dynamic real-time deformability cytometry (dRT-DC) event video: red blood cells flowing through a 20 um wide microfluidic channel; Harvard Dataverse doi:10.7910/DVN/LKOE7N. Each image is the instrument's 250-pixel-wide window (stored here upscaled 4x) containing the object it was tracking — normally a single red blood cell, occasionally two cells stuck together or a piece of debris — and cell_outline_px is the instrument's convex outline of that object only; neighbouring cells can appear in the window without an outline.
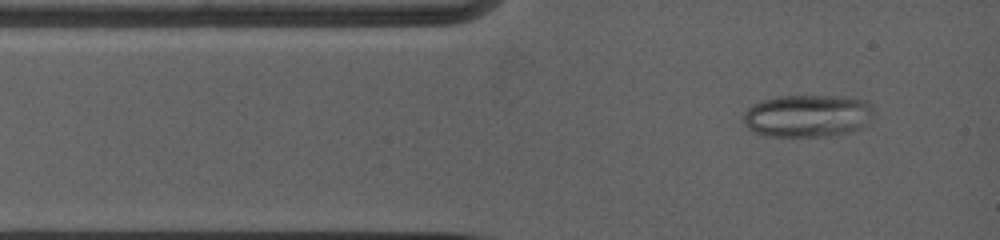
{"species": "common noctule bat (a hibernating species)", "species_latin": "Nyctalus noctula", "temperature_condition": "warm", "stored_images_in_passage": 12, "camera_frame_rate_fps": 5000, "um_per_image_px": 0.085, "animal": {"sex": "female", "body_mass_g": 19.0, "forearm_length_mm": 53.3}, "frame": {"image": 1, "passage_image": 1, "time_ms": 0.0, "image_size_px": [1000, 240], "cell_outline_px": [[872, 112], [860, 128], [848, 132], [824, 136], [764, 136], [752, 132], [744, 124], [744, 112], [752, 104], [776, 96], [852, 96], [864, 100], [868, 104]], "centroid_in_image_um": [68.56, 9.84], "position_along_channel_um": 16.4, "area_um2": 32.02}}
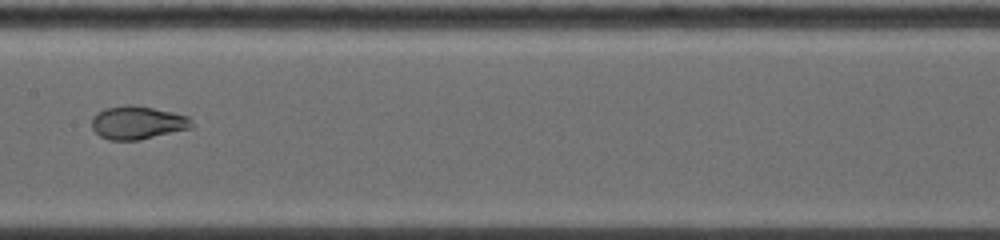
{"frame": {"image": 2, "passage_image": 6, "time_ms": 5.2, "image_size_px": [1000, 240], "cell_outline_px": [[192, 128], [140, 140], [108, 140], [100, 136], [92, 128], [92, 116], [96, 112], [104, 108], [128, 104], [132, 104], [172, 112], [188, 116], [192, 120]], "centroid_in_image_um": [11.67, 10.42], "position_along_channel_um": 195.7, "area_um2": 19.48}}
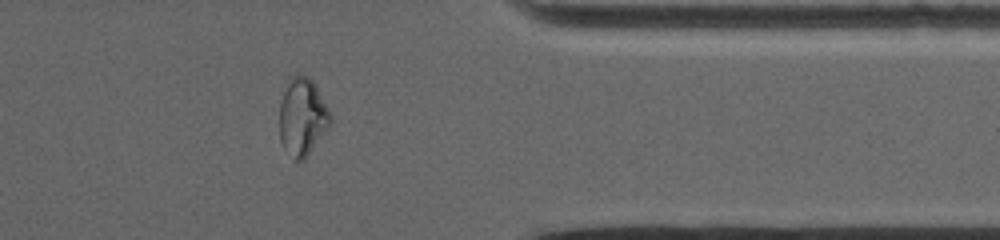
{"frame": {"image": 3, "passage_image": 11, "time_ms": 10.4, "image_size_px": [1000, 240], "cell_outline_px": [[332, 124], [304, 160], [292, 160], [284, 148], [280, 140], [280, 104], [288, 80], [292, 76], [308, 76], [316, 84], [332, 116]], "centroid_in_image_um": [25.73, 9.96], "position_along_channel_um": 385.7, "area_um2": 23.12}}